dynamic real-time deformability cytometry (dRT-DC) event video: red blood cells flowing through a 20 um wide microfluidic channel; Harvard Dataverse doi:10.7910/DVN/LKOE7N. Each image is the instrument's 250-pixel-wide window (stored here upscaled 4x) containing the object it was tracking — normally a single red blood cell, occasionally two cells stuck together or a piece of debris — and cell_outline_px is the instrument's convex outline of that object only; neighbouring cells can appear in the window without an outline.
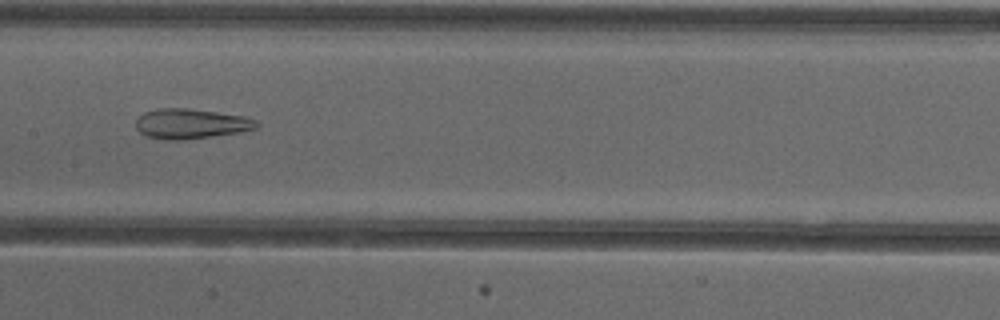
{"species": "common noctule bat (a hibernating species)", "species_latin": "Nyctalus noctula", "temperature_condition": "cold", "stored_images_in_passage": 38, "camera_frame_rate_fps": 3000, "um_per_image_px": 0.085, "animal": {"sex": "female"}, "frame": {"image": 1, "passage_image": 12, "time_ms": 3.667, "image_size_px": [1000, 320], "cell_outline_px": [[260, 124], [256, 128], [240, 132], [212, 136], [180, 140], [164, 140], [144, 136], [136, 128], [136, 120], [144, 112], [160, 108], [188, 108], [244, 116], [256, 120]], "centroid_in_image_um": [16.21, 10.52], "position_along_channel_um": 191.2, "area_um2": 21.1}, "authors_computed_cell_mechanics": {"area_um2": 24.3627, "velocity_mm_per_s": 3.9111, "shape_relaxation_time_tau1_ms": null, "shape_relaxation_time_tau2_ms": 2.773, "deformation_change_tau1": null, "deformation_change_tau2": 0.1333}}